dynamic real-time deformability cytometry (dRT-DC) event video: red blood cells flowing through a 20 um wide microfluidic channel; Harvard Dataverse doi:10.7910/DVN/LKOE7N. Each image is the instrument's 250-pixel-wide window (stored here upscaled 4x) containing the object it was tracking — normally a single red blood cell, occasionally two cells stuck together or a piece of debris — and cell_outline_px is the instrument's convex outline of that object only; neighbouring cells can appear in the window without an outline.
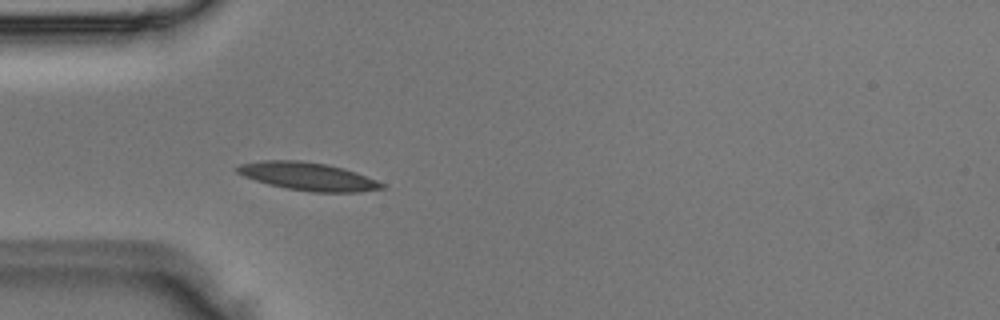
{"species": "Egyptian fruit bat (a non-hibernating species)", "species_latin": "Rousettus aegyptiacus", "temperature_condition": "room temperature", "stored_images_in_passage": 4, "camera_frame_rate_fps": 3000, "um_per_image_px": 0.085, "animal": {"sex": "male"}, "frame": {"image": 1, "passage_image": 4, "time_ms": 1.0, "image_size_px": [1000, 320], "cell_outline_px": [[388, 188], [360, 192], [312, 192], [288, 188], [268, 184], [244, 176], [236, 172], [236, 168], [240, 164], [264, 160], [300, 160], [324, 164], [344, 168], [356, 172], [388, 184]], "centroid_in_image_um": [26.26, 15.0], "position_along_channel_um": 58.7, "area_um2": 23.64}}